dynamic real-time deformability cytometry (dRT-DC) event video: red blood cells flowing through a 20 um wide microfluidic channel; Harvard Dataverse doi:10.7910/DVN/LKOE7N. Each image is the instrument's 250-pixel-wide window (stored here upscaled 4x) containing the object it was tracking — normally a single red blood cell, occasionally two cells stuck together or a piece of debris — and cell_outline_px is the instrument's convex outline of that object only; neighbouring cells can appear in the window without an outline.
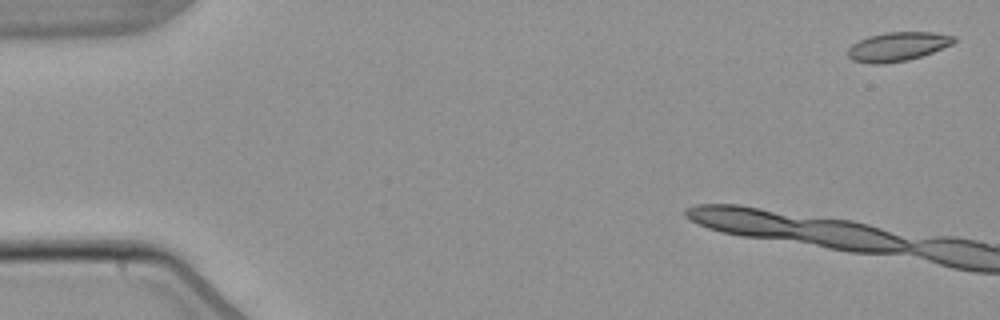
{"species": "common noctule bat (a hibernating species)", "species_latin": "Nyctalus noctula", "temperature_condition": "warm", "stored_images_in_passage": 3, "camera_frame_rate_fps": 3000, "um_per_image_px": 0.085, "animal": {"sex": "male", "body_mass_g": 21.5, "forearm_length_mm": 52.0}, "frame": {"image": 1, "passage_image": 1, "time_ms": 0.0, "image_size_px": [1000, 320], "cell_outline_px": [[956, 40], [952, 44], [932, 52], [908, 60], [880, 64], [872, 64], [852, 60], [848, 56], [848, 48], [852, 44], [868, 36], [884, 32], [932, 32], [956, 36]], "centroid_in_image_um": [76.29, 3.95], "position_along_channel_um": 8.7, "area_um2": 17.86}}